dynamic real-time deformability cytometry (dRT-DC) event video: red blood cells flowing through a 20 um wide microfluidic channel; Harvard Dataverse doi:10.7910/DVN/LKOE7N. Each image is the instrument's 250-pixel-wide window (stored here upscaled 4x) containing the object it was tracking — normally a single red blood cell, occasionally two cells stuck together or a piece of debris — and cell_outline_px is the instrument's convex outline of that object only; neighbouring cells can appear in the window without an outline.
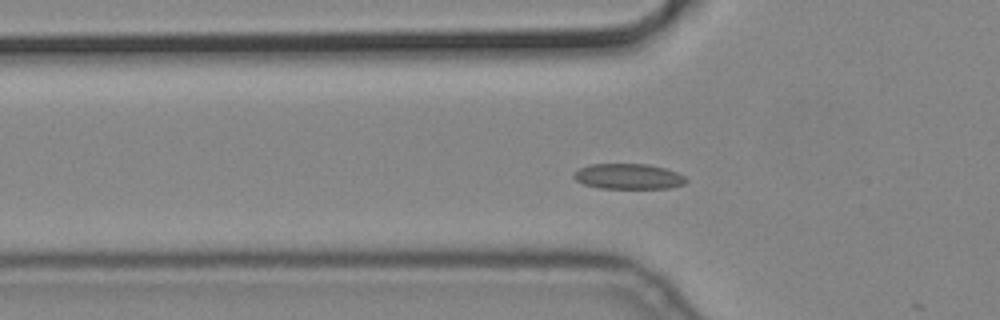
{"species": "common noctule bat (a hibernating species)", "species_latin": "Nyctalus noctula", "temperature_condition": "cold", "stored_images_in_passage": 4, "camera_frame_rate_fps": 3000, "um_per_image_px": 0.085, "animal": {"sex": "male", "body_mass_g": 19.2, "forearm_length_mm": 51.8}, "frame": {"image": 1, "passage_image": 3, "time_ms": 0.667, "image_size_px": [1000, 320], "cell_outline_px": [[688, 180], [684, 184], [672, 188], [600, 188], [584, 184], [576, 180], [572, 176], [580, 168], [588, 164], [648, 164], [664, 168], [676, 172], [684, 176]], "centroid_in_image_um": [53.43, 15.0], "position_along_channel_um": 72.4, "area_um2": 16.59}}